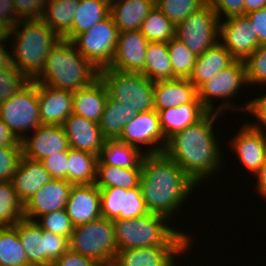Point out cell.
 Returning a JSON list of instances; mask_svg holds the SVG:
<instances>
[{
    "label": "cell",
    "instance_id": "obj_1",
    "mask_svg": "<svg viewBox=\"0 0 266 266\" xmlns=\"http://www.w3.org/2000/svg\"><path fill=\"white\" fill-rule=\"evenodd\" d=\"M218 114L208 112L197 123L175 133L164 149V153L198 185L204 178L217 174L223 166L213 127Z\"/></svg>",
    "mask_w": 266,
    "mask_h": 266
},
{
    "label": "cell",
    "instance_id": "obj_2",
    "mask_svg": "<svg viewBox=\"0 0 266 266\" xmlns=\"http://www.w3.org/2000/svg\"><path fill=\"white\" fill-rule=\"evenodd\" d=\"M139 186L147 211L170 219L197 184L162 152L144 155Z\"/></svg>",
    "mask_w": 266,
    "mask_h": 266
},
{
    "label": "cell",
    "instance_id": "obj_3",
    "mask_svg": "<svg viewBox=\"0 0 266 266\" xmlns=\"http://www.w3.org/2000/svg\"><path fill=\"white\" fill-rule=\"evenodd\" d=\"M98 77L99 71L77 51L73 42L61 38L48 53L43 69L33 81L75 92Z\"/></svg>",
    "mask_w": 266,
    "mask_h": 266
},
{
    "label": "cell",
    "instance_id": "obj_4",
    "mask_svg": "<svg viewBox=\"0 0 266 266\" xmlns=\"http://www.w3.org/2000/svg\"><path fill=\"white\" fill-rule=\"evenodd\" d=\"M118 251L153 246H191V237L169 227L167 217L148 213L133 219H114ZM191 244V245H190Z\"/></svg>",
    "mask_w": 266,
    "mask_h": 266
},
{
    "label": "cell",
    "instance_id": "obj_5",
    "mask_svg": "<svg viewBox=\"0 0 266 266\" xmlns=\"http://www.w3.org/2000/svg\"><path fill=\"white\" fill-rule=\"evenodd\" d=\"M10 37L15 38L12 64L30 80L41 72L48 53L61 39L41 18L20 20Z\"/></svg>",
    "mask_w": 266,
    "mask_h": 266
},
{
    "label": "cell",
    "instance_id": "obj_6",
    "mask_svg": "<svg viewBox=\"0 0 266 266\" xmlns=\"http://www.w3.org/2000/svg\"><path fill=\"white\" fill-rule=\"evenodd\" d=\"M99 77L106 85L108 96L127 109L128 121L137 113L154 109V82L142 73L103 68Z\"/></svg>",
    "mask_w": 266,
    "mask_h": 266
},
{
    "label": "cell",
    "instance_id": "obj_7",
    "mask_svg": "<svg viewBox=\"0 0 266 266\" xmlns=\"http://www.w3.org/2000/svg\"><path fill=\"white\" fill-rule=\"evenodd\" d=\"M69 248L99 261L104 266H111L118 252L113 221L100 217L74 227Z\"/></svg>",
    "mask_w": 266,
    "mask_h": 266
},
{
    "label": "cell",
    "instance_id": "obj_8",
    "mask_svg": "<svg viewBox=\"0 0 266 266\" xmlns=\"http://www.w3.org/2000/svg\"><path fill=\"white\" fill-rule=\"evenodd\" d=\"M14 227L31 266H52L69 249V239L43 230L35 221L20 220Z\"/></svg>",
    "mask_w": 266,
    "mask_h": 266
},
{
    "label": "cell",
    "instance_id": "obj_9",
    "mask_svg": "<svg viewBox=\"0 0 266 266\" xmlns=\"http://www.w3.org/2000/svg\"><path fill=\"white\" fill-rule=\"evenodd\" d=\"M0 119L22 141L29 129L41 126L37 82L31 80L19 92L0 104Z\"/></svg>",
    "mask_w": 266,
    "mask_h": 266
},
{
    "label": "cell",
    "instance_id": "obj_10",
    "mask_svg": "<svg viewBox=\"0 0 266 266\" xmlns=\"http://www.w3.org/2000/svg\"><path fill=\"white\" fill-rule=\"evenodd\" d=\"M245 84L248 85L244 61L235 60L229 67L202 83L197 88V97L208 112L224 113V110L228 108L244 111V105L241 107L234 106L230 100L232 99L231 97H235L237 91ZM214 98H223L222 101L226 100L223 103L221 102V106L219 104V107L215 110Z\"/></svg>",
    "mask_w": 266,
    "mask_h": 266
},
{
    "label": "cell",
    "instance_id": "obj_11",
    "mask_svg": "<svg viewBox=\"0 0 266 266\" xmlns=\"http://www.w3.org/2000/svg\"><path fill=\"white\" fill-rule=\"evenodd\" d=\"M118 36L119 29L109 15L89 30L78 34L72 42L77 51L99 71L112 63Z\"/></svg>",
    "mask_w": 266,
    "mask_h": 266
},
{
    "label": "cell",
    "instance_id": "obj_12",
    "mask_svg": "<svg viewBox=\"0 0 266 266\" xmlns=\"http://www.w3.org/2000/svg\"><path fill=\"white\" fill-rule=\"evenodd\" d=\"M219 25L216 12L206 3L176 25L175 37L199 56L219 42Z\"/></svg>",
    "mask_w": 266,
    "mask_h": 266
},
{
    "label": "cell",
    "instance_id": "obj_13",
    "mask_svg": "<svg viewBox=\"0 0 266 266\" xmlns=\"http://www.w3.org/2000/svg\"><path fill=\"white\" fill-rule=\"evenodd\" d=\"M119 140L139 149H142L140 146L142 144L153 145V148L147 149L145 154L162 153L167 144L161 130L158 112L155 109L137 113L132 117L124 127Z\"/></svg>",
    "mask_w": 266,
    "mask_h": 266
},
{
    "label": "cell",
    "instance_id": "obj_14",
    "mask_svg": "<svg viewBox=\"0 0 266 266\" xmlns=\"http://www.w3.org/2000/svg\"><path fill=\"white\" fill-rule=\"evenodd\" d=\"M226 19L220 20L219 42L236 60L244 61L261 45L258 35L246 15Z\"/></svg>",
    "mask_w": 266,
    "mask_h": 266
},
{
    "label": "cell",
    "instance_id": "obj_15",
    "mask_svg": "<svg viewBox=\"0 0 266 266\" xmlns=\"http://www.w3.org/2000/svg\"><path fill=\"white\" fill-rule=\"evenodd\" d=\"M148 44L140 30L120 31L112 63L107 68L142 73Z\"/></svg>",
    "mask_w": 266,
    "mask_h": 266
},
{
    "label": "cell",
    "instance_id": "obj_16",
    "mask_svg": "<svg viewBox=\"0 0 266 266\" xmlns=\"http://www.w3.org/2000/svg\"><path fill=\"white\" fill-rule=\"evenodd\" d=\"M72 186L62 179H53L46 183L23 205L24 219L36 221L42 215L65 209Z\"/></svg>",
    "mask_w": 266,
    "mask_h": 266
},
{
    "label": "cell",
    "instance_id": "obj_17",
    "mask_svg": "<svg viewBox=\"0 0 266 266\" xmlns=\"http://www.w3.org/2000/svg\"><path fill=\"white\" fill-rule=\"evenodd\" d=\"M236 134L229 144L240 163L254 175L266 160V133L251 127L247 122Z\"/></svg>",
    "mask_w": 266,
    "mask_h": 266
},
{
    "label": "cell",
    "instance_id": "obj_18",
    "mask_svg": "<svg viewBox=\"0 0 266 266\" xmlns=\"http://www.w3.org/2000/svg\"><path fill=\"white\" fill-rule=\"evenodd\" d=\"M26 136L22 142L23 155L41 161L42 159L70 149L63 126L41 125Z\"/></svg>",
    "mask_w": 266,
    "mask_h": 266
},
{
    "label": "cell",
    "instance_id": "obj_19",
    "mask_svg": "<svg viewBox=\"0 0 266 266\" xmlns=\"http://www.w3.org/2000/svg\"><path fill=\"white\" fill-rule=\"evenodd\" d=\"M191 246H153L120 250L112 266H175L176 256Z\"/></svg>",
    "mask_w": 266,
    "mask_h": 266
},
{
    "label": "cell",
    "instance_id": "obj_20",
    "mask_svg": "<svg viewBox=\"0 0 266 266\" xmlns=\"http://www.w3.org/2000/svg\"><path fill=\"white\" fill-rule=\"evenodd\" d=\"M65 210L74 227L100 218V189L95 184L73 185Z\"/></svg>",
    "mask_w": 266,
    "mask_h": 266
},
{
    "label": "cell",
    "instance_id": "obj_21",
    "mask_svg": "<svg viewBox=\"0 0 266 266\" xmlns=\"http://www.w3.org/2000/svg\"><path fill=\"white\" fill-rule=\"evenodd\" d=\"M39 113L42 125H60L73 113V92L37 82Z\"/></svg>",
    "mask_w": 266,
    "mask_h": 266
},
{
    "label": "cell",
    "instance_id": "obj_22",
    "mask_svg": "<svg viewBox=\"0 0 266 266\" xmlns=\"http://www.w3.org/2000/svg\"><path fill=\"white\" fill-rule=\"evenodd\" d=\"M62 126L71 149L99 156L106 139L98 123L72 113Z\"/></svg>",
    "mask_w": 266,
    "mask_h": 266
},
{
    "label": "cell",
    "instance_id": "obj_23",
    "mask_svg": "<svg viewBox=\"0 0 266 266\" xmlns=\"http://www.w3.org/2000/svg\"><path fill=\"white\" fill-rule=\"evenodd\" d=\"M53 180L42 162L22 155L18 168L12 176L11 182L16 196L24 205L46 183Z\"/></svg>",
    "mask_w": 266,
    "mask_h": 266
},
{
    "label": "cell",
    "instance_id": "obj_24",
    "mask_svg": "<svg viewBox=\"0 0 266 266\" xmlns=\"http://www.w3.org/2000/svg\"><path fill=\"white\" fill-rule=\"evenodd\" d=\"M154 109L163 110L192 103L197 98V88L189 78H176L154 82Z\"/></svg>",
    "mask_w": 266,
    "mask_h": 266
},
{
    "label": "cell",
    "instance_id": "obj_25",
    "mask_svg": "<svg viewBox=\"0 0 266 266\" xmlns=\"http://www.w3.org/2000/svg\"><path fill=\"white\" fill-rule=\"evenodd\" d=\"M156 111L166 140L175 133L197 123L208 113L198 97L192 103Z\"/></svg>",
    "mask_w": 266,
    "mask_h": 266
},
{
    "label": "cell",
    "instance_id": "obj_26",
    "mask_svg": "<svg viewBox=\"0 0 266 266\" xmlns=\"http://www.w3.org/2000/svg\"><path fill=\"white\" fill-rule=\"evenodd\" d=\"M107 98L106 85L98 77L89 86L73 92V114L99 123Z\"/></svg>",
    "mask_w": 266,
    "mask_h": 266
},
{
    "label": "cell",
    "instance_id": "obj_27",
    "mask_svg": "<svg viewBox=\"0 0 266 266\" xmlns=\"http://www.w3.org/2000/svg\"><path fill=\"white\" fill-rule=\"evenodd\" d=\"M154 7L155 0H113L110 15L119 32L140 30L141 23Z\"/></svg>",
    "mask_w": 266,
    "mask_h": 266
},
{
    "label": "cell",
    "instance_id": "obj_28",
    "mask_svg": "<svg viewBox=\"0 0 266 266\" xmlns=\"http://www.w3.org/2000/svg\"><path fill=\"white\" fill-rule=\"evenodd\" d=\"M236 59L220 43L197 56L190 82L198 88L205 81L213 78L223 69L229 67Z\"/></svg>",
    "mask_w": 266,
    "mask_h": 266
},
{
    "label": "cell",
    "instance_id": "obj_29",
    "mask_svg": "<svg viewBox=\"0 0 266 266\" xmlns=\"http://www.w3.org/2000/svg\"><path fill=\"white\" fill-rule=\"evenodd\" d=\"M80 0H46L41 19L60 37L72 41V24Z\"/></svg>",
    "mask_w": 266,
    "mask_h": 266
},
{
    "label": "cell",
    "instance_id": "obj_30",
    "mask_svg": "<svg viewBox=\"0 0 266 266\" xmlns=\"http://www.w3.org/2000/svg\"><path fill=\"white\" fill-rule=\"evenodd\" d=\"M145 152L119 139H108L98 156L97 164L119 168H136L143 160Z\"/></svg>",
    "mask_w": 266,
    "mask_h": 266
},
{
    "label": "cell",
    "instance_id": "obj_31",
    "mask_svg": "<svg viewBox=\"0 0 266 266\" xmlns=\"http://www.w3.org/2000/svg\"><path fill=\"white\" fill-rule=\"evenodd\" d=\"M142 162L136 168H119L97 164L96 182L98 188L118 187L133 189L139 187Z\"/></svg>",
    "mask_w": 266,
    "mask_h": 266
},
{
    "label": "cell",
    "instance_id": "obj_32",
    "mask_svg": "<svg viewBox=\"0 0 266 266\" xmlns=\"http://www.w3.org/2000/svg\"><path fill=\"white\" fill-rule=\"evenodd\" d=\"M142 74L152 82L176 79L173 75L167 43L149 42Z\"/></svg>",
    "mask_w": 266,
    "mask_h": 266
},
{
    "label": "cell",
    "instance_id": "obj_33",
    "mask_svg": "<svg viewBox=\"0 0 266 266\" xmlns=\"http://www.w3.org/2000/svg\"><path fill=\"white\" fill-rule=\"evenodd\" d=\"M98 156L75 149L68 150V182L72 185L95 184Z\"/></svg>",
    "mask_w": 266,
    "mask_h": 266
},
{
    "label": "cell",
    "instance_id": "obj_34",
    "mask_svg": "<svg viewBox=\"0 0 266 266\" xmlns=\"http://www.w3.org/2000/svg\"><path fill=\"white\" fill-rule=\"evenodd\" d=\"M72 24V40L110 15L108 0H80Z\"/></svg>",
    "mask_w": 266,
    "mask_h": 266
},
{
    "label": "cell",
    "instance_id": "obj_35",
    "mask_svg": "<svg viewBox=\"0 0 266 266\" xmlns=\"http://www.w3.org/2000/svg\"><path fill=\"white\" fill-rule=\"evenodd\" d=\"M0 266H31L14 226L0 227Z\"/></svg>",
    "mask_w": 266,
    "mask_h": 266
},
{
    "label": "cell",
    "instance_id": "obj_36",
    "mask_svg": "<svg viewBox=\"0 0 266 266\" xmlns=\"http://www.w3.org/2000/svg\"><path fill=\"white\" fill-rule=\"evenodd\" d=\"M128 122V111L124 105L109 96L101 115L99 128L106 140L119 139Z\"/></svg>",
    "mask_w": 266,
    "mask_h": 266
},
{
    "label": "cell",
    "instance_id": "obj_37",
    "mask_svg": "<svg viewBox=\"0 0 266 266\" xmlns=\"http://www.w3.org/2000/svg\"><path fill=\"white\" fill-rule=\"evenodd\" d=\"M176 26L155 6L141 23L140 31L149 42L168 43Z\"/></svg>",
    "mask_w": 266,
    "mask_h": 266
},
{
    "label": "cell",
    "instance_id": "obj_38",
    "mask_svg": "<svg viewBox=\"0 0 266 266\" xmlns=\"http://www.w3.org/2000/svg\"><path fill=\"white\" fill-rule=\"evenodd\" d=\"M23 217V204L11 181L0 182V227L16 225Z\"/></svg>",
    "mask_w": 266,
    "mask_h": 266
},
{
    "label": "cell",
    "instance_id": "obj_39",
    "mask_svg": "<svg viewBox=\"0 0 266 266\" xmlns=\"http://www.w3.org/2000/svg\"><path fill=\"white\" fill-rule=\"evenodd\" d=\"M167 46L173 75L176 78H189L193 72L197 56L176 37L172 38Z\"/></svg>",
    "mask_w": 266,
    "mask_h": 266
},
{
    "label": "cell",
    "instance_id": "obj_40",
    "mask_svg": "<svg viewBox=\"0 0 266 266\" xmlns=\"http://www.w3.org/2000/svg\"><path fill=\"white\" fill-rule=\"evenodd\" d=\"M206 3L207 0H155V6L175 26Z\"/></svg>",
    "mask_w": 266,
    "mask_h": 266
},
{
    "label": "cell",
    "instance_id": "obj_41",
    "mask_svg": "<svg viewBox=\"0 0 266 266\" xmlns=\"http://www.w3.org/2000/svg\"><path fill=\"white\" fill-rule=\"evenodd\" d=\"M41 218V219H40ZM40 221H35L43 230L49 231L56 235L65 236L70 239L74 230L65 209L57 210L39 217Z\"/></svg>",
    "mask_w": 266,
    "mask_h": 266
},
{
    "label": "cell",
    "instance_id": "obj_42",
    "mask_svg": "<svg viewBox=\"0 0 266 266\" xmlns=\"http://www.w3.org/2000/svg\"><path fill=\"white\" fill-rule=\"evenodd\" d=\"M31 80L14 65L9 69L0 70V104L14 93L19 92Z\"/></svg>",
    "mask_w": 266,
    "mask_h": 266
},
{
    "label": "cell",
    "instance_id": "obj_43",
    "mask_svg": "<svg viewBox=\"0 0 266 266\" xmlns=\"http://www.w3.org/2000/svg\"><path fill=\"white\" fill-rule=\"evenodd\" d=\"M248 84L266 83V44L260 45L244 60Z\"/></svg>",
    "mask_w": 266,
    "mask_h": 266
},
{
    "label": "cell",
    "instance_id": "obj_44",
    "mask_svg": "<svg viewBox=\"0 0 266 266\" xmlns=\"http://www.w3.org/2000/svg\"><path fill=\"white\" fill-rule=\"evenodd\" d=\"M99 189L101 195V217L110 220L120 219V213L123 211V192H127V189L118 187Z\"/></svg>",
    "mask_w": 266,
    "mask_h": 266
},
{
    "label": "cell",
    "instance_id": "obj_45",
    "mask_svg": "<svg viewBox=\"0 0 266 266\" xmlns=\"http://www.w3.org/2000/svg\"><path fill=\"white\" fill-rule=\"evenodd\" d=\"M23 155L22 142L0 147V182L11 181Z\"/></svg>",
    "mask_w": 266,
    "mask_h": 266
},
{
    "label": "cell",
    "instance_id": "obj_46",
    "mask_svg": "<svg viewBox=\"0 0 266 266\" xmlns=\"http://www.w3.org/2000/svg\"><path fill=\"white\" fill-rule=\"evenodd\" d=\"M148 213L140 186L123 192V211L120 213V219L138 218Z\"/></svg>",
    "mask_w": 266,
    "mask_h": 266
},
{
    "label": "cell",
    "instance_id": "obj_47",
    "mask_svg": "<svg viewBox=\"0 0 266 266\" xmlns=\"http://www.w3.org/2000/svg\"><path fill=\"white\" fill-rule=\"evenodd\" d=\"M41 162L53 179L68 181V150L48 156Z\"/></svg>",
    "mask_w": 266,
    "mask_h": 266
},
{
    "label": "cell",
    "instance_id": "obj_48",
    "mask_svg": "<svg viewBox=\"0 0 266 266\" xmlns=\"http://www.w3.org/2000/svg\"><path fill=\"white\" fill-rule=\"evenodd\" d=\"M18 20L40 19L46 0H13Z\"/></svg>",
    "mask_w": 266,
    "mask_h": 266
},
{
    "label": "cell",
    "instance_id": "obj_49",
    "mask_svg": "<svg viewBox=\"0 0 266 266\" xmlns=\"http://www.w3.org/2000/svg\"><path fill=\"white\" fill-rule=\"evenodd\" d=\"M207 3L212 6L220 20L223 14L226 18L244 15V0H207Z\"/></svg>",
    "mask_w": 266,
    "mask_h": 266
},
{
    "label": "cell",
    "instance_id": "obj_50",
    "mask_svg": "<svg viewBox=\"0 0 266 266\" xmlns=\"http://www.w3.org/2000/svg\"><path fill=\"white\" fill-rule=\"evenodd\" d=\"M248 111L250 115L256 117V123H248L251 127L258 129V130H265L266 128L262 129V125L266 127V94L261 95L260 97H256L248 100V103H245V112Z\"/></svg>",
    "mask_w": 266,
    "mask_h": 266
},
{
    "label": "cell",
    "instance_id": "obj_51",
    "mask_svg": "<svg viewBox=\"0 0 266 266\" xmlns=\"http://www.w3.org/2000/svg\"><path fill=\"white\" fill-rule=\"evenodd\" d=\"M52 266H104L99 261L84 256L70 248L64 252Z\"/></svg>",
    "mask_w": 266,
    "mask_h": 266
},
{
    "label": "cell",
    "instance_id": "obj_52",
    "mask_svg": "<svg viewBox=\"0 0 266 266\" xmlns=\"http://www.w3.org/2000/svg\"><path fill=\"white\" fill-rule=\"evenodd\" d=\"M258 35L261 45L266 44V7L245 14Z\"/></svg>",
    "mask_w": 266,
    "mask_h": 266
},
{
    "label": "cell",
    "instance_id": "obj_53",
    "mask_svg": "<svg viewBox=\"0 0 266 266\" xmlns=\"http://www.w3.org/2000/svg\"><path fill=\"white\" fill-rule=\"evenodd\" d=\"M0 22L10 29L19 22L13 0H0Z\"/></svg>",
    "mask_w": 266,
    "mask_h": 266
},
{
    "label": "cell",
    "instance_id": "obj_54",
    "mask_svg": "<svg viewBox=\"0 0 266 266\" xmlns=\"http://www.w3.org/2000/svg\"><path fill=\"white\" fill-rule=\"evenodd\" d=\"M19 142L9 127L0 119V147L14 146Z\"/></svg>",
    "mask_w": 266,
    "mask_h": 266
},
{
    "label": "cell",
    "instance_id": "obj_55",
    "mask_svg": "<svg viewBox=\"0 0 266 266\" xmlns=\"http://www.w3.org/2000/svg\"><path fill=\"white\" fill-rule=\"evenodd\" d=\"M255 176L258 179L256 188L260 192L259 194L266 198V160Z\"/></svg>",
    "mask_w": 266,
    "mask_h": 266
},
{
    "label": "cell",
    "instance_id": "obj_56",
    "mask_svg": "<svg viewBox=\"0 0 266 266\" xmlns=\"http://www.w3.org/2000/svg\"><path fill=\"white\" fill-rule=\"evenodd\" d=\"M5 46V44H0V70L9 69L13 65L11 51L8 52Z\"/></svg>",
    "mask_w": 266,
    "mask_h": 266
},
{
    "label": "cell",
    "instance_id": "obj_57",
    "mask_svg": "<svg viewBox=\"0 0 266 266\" xmlns=\"http://www.w3.org/2000/svg\"><path fill=\"white\" fill-rule=\"evenodd\" d=\"M265 7L266 0H244V15Z\"/></svg>",
    "mask_w": 266,
    "mask_h": 266
},
{
    "label": "cell",
    "instance_id": "obj_58",
    "mask_svg": "<svg viewBox=\"0 0 266 266\" xmlns=\"http://www.w3.org/2000/svg\"><path fill=\"white\" fill-rule=\"evenodd\" d=\"M10 33L11 29L3 22H0V44H3L10 39Z\"/></svg>",
    "mask_w": 266,
    "mask_h": 266
}]
</instances>
